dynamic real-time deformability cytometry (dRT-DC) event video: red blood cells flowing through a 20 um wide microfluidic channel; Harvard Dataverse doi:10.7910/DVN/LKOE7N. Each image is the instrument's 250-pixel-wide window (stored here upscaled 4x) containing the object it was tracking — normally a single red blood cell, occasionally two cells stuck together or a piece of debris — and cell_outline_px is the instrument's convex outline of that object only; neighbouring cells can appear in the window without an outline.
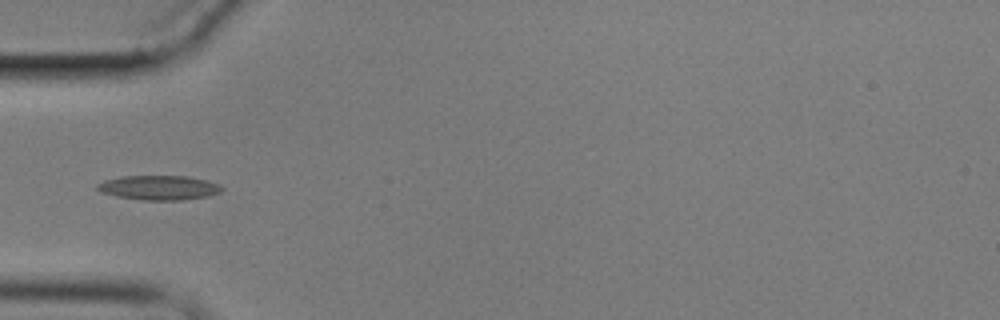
{"species": "common noctule bat (a hibernating species)", "species_latin": "Nyctalus noctula", "temperature_condition": "cold", "stored_images_in_passage": 5, "camera_frame_rate_fps": 3000, "um_per_image_px": 0.085, "animal": {"sex": "male", "body_mass_g": 17.9}, "frame": {"image": 1, "passage_image": 5, "time_ms": 4.667, "image_size_px": [1000, 320], "cell_outline_px": [[224, 188], [220, 192], [208, 196], [180, 200], [140, 200], [100, 192], [96, 188], [96, 184], [104, 180], [120, 176], [188, 176], [220, 184]], "centroid_in_image_um": [13.5, 15.94], "position_along_channel_um": 71.5, "area_um2": 17.74}}